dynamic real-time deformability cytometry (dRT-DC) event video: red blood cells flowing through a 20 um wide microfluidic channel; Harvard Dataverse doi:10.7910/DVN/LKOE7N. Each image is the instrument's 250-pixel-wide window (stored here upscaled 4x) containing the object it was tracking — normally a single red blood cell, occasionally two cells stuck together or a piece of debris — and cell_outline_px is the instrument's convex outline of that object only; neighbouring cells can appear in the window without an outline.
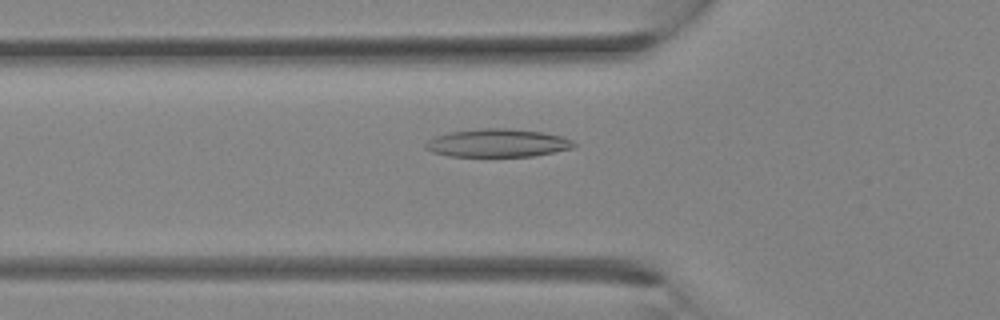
{"species": "Egyptian fruit bat (a non-hibernating species)", "species_latin": "Rousettus aegyptiacus", "temperature_condition": "room temperature", "stored_images_in_passage": 27, "camera_frame_rate_fps": 3000, "um_per_image_px": 0.085, "animal": {"sex": "female"}, "frame": {"image": 1, "passage_image": 6, "time_ms": 1.667, "image_size_px": [1000, 320], "cell_outline_px": [[576, 144], [572, 148], [532, 156], [448, 156], [432, 152], [424, 148], [424, 144], [428, 140], [436, 136], [452, 132], [480, 128], [504, 128], [544, 132], [560, 136], [572, 140]], "centroid_in_image_um": [42.26, 12.15], "position_along_channel_um": 83.5, "area_um2": 24.1}}
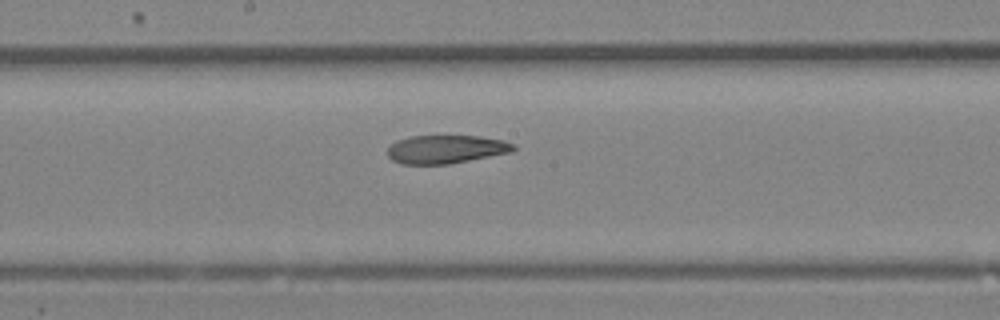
{"frame": {"image": 2, "passage_image": 12, "time_ms": 3.667, "image_size_px": [1000, 320], "cell_outline_px": [[516, 148], [512, 152], [448, 164], [400, 164], [392, 160], [384, 152], [396, 140], [408, 136], [480, 136], [504, 140], [516, 144]], "centroid_in_image_um": [37.89, 12.68], "position_along_channel_um": 210.3, "area_um2": 21.04}}
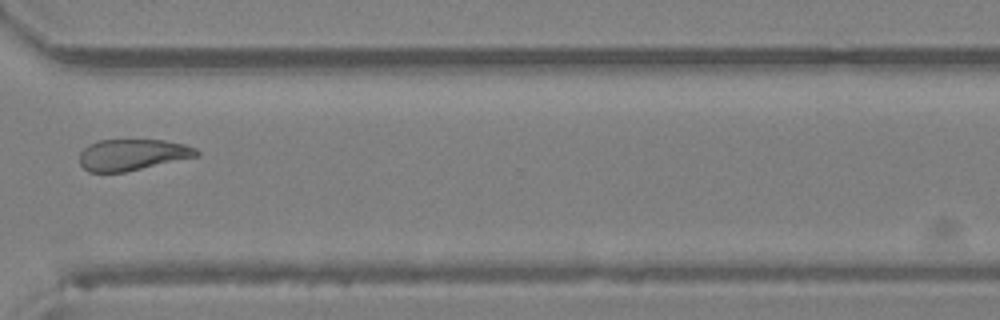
{"frame": {"image": 3, "passage_image": 19, "time_ms": 6.0, "image_size_px": [1000, 320], "cell_outline_px": [[200, 156], [124, 172], [88, 172], [80, 164], [80, 152], [88, 144], [100, 140], [164, 140], [184, 144], [196, 148], [200, 152]], "centroid_in_image_um": [11.27, 13.15], "position_along_channel_um": 359.3, "area_um2": 21.39}}